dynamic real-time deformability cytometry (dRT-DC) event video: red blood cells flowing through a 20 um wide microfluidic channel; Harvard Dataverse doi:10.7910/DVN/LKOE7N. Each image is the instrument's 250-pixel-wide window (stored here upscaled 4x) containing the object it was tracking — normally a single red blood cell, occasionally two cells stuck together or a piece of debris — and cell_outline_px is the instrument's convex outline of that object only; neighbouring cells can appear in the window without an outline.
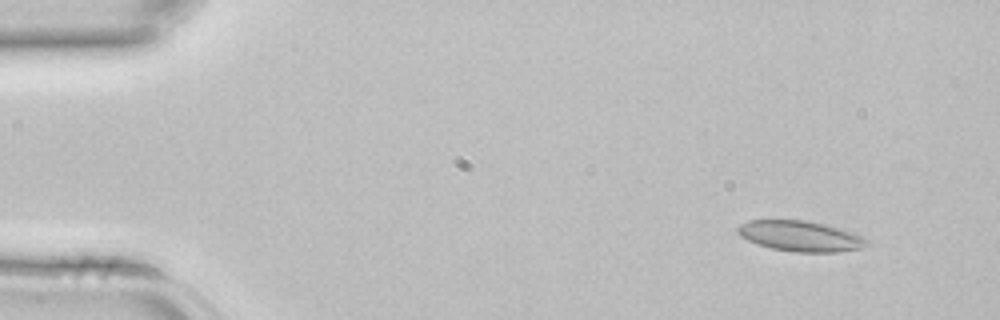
{"species": "common noctule bat (a hibernating species)", "species_latin": "Nyctalus noctula", "temperature_condition": "room temperature", "stored_images_in_passage": 3, "camera_frame_rate_fps": 3000, "um_per_image_px": 0.085, "animal": {"sex": "female", "body_mass_g": 22.7, "forearm_length_mm": 54.2}, "frame": {"image": 1, "passage_image": 1, "time_ms": 0.0, "image_size_px": [1000, 320], "cell_outline_px": [[872, 244], [860, 248], [840, 252], [792, 252], [772, 248], [748, 240], [740, 236], [736, 232], [736, 228], [740, 224], [748, 220], [804, 220], [824, 224], [840, 228], [852, 232], [868, 240]], "centroid_in_image_um": [68.04, 20.07], "position_along_channel_um": 17.0, "area_um2": 23.0}}
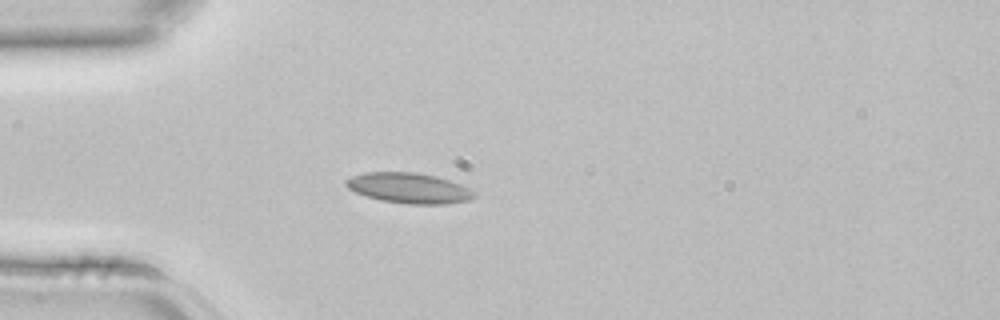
{"frame": {"image": 2, "passage_image": 3, "time_ms": 0.667, "image_size_px": [1000, 320], "cell_outline_px": [[476, 196], [468, 200], [444, 204], [408, 204], [380, 200], [356, 192], [348, 188], [344, 184], [344, 180], [352, 176], [364, 172], [416, 172], [436, 176], [460, 184], [476, 192]], "centroid_in_image_um": [34.75, 15.98], "position_along_channel_um": 50.3, "area_um2": 22.66}}